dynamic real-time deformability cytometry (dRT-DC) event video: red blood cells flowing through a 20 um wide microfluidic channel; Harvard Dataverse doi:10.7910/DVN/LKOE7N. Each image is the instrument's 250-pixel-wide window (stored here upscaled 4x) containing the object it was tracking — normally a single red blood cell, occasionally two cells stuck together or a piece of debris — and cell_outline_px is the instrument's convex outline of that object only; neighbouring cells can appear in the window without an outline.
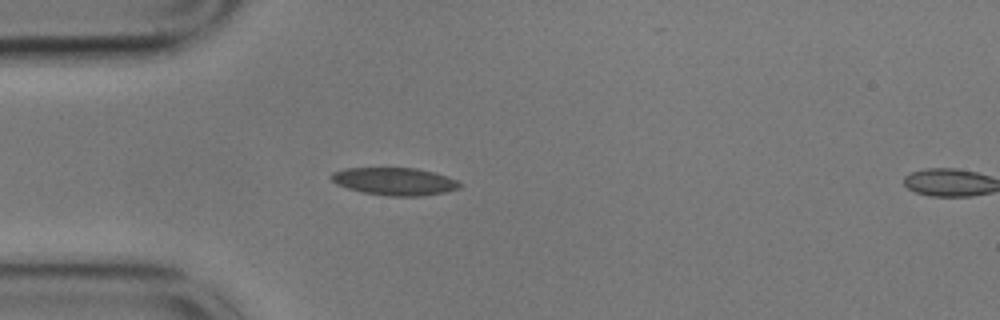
{"species": "common noctule bat (a hibernating species)", "species_latin": "Nyctalus noctula", "temperature_condition": "cold", "stored_images_in_passage": 11, "camera_frame_rate_fps": 3000, "um_per_image_px": 0.085, "animal": {"sex": "male", "body_mass_g": 17.9}, "frame": {"image": 1, "passage_image": 10, "time_ms": 3.0, "image_size_px": [1000, 320], "cell_outline_px": [[464, 184], [460, 188], [444, 192], [420, 196], [388, 196], [364, 192], [348, 188], [336, 184], [328, 176], [332, 172], [348, 168], [416, 168], [448, 176]], "centroid_in_image_um": [33.55, 15.41], "position_along_channel_um": 51.5, "area_um2": 20.63}}